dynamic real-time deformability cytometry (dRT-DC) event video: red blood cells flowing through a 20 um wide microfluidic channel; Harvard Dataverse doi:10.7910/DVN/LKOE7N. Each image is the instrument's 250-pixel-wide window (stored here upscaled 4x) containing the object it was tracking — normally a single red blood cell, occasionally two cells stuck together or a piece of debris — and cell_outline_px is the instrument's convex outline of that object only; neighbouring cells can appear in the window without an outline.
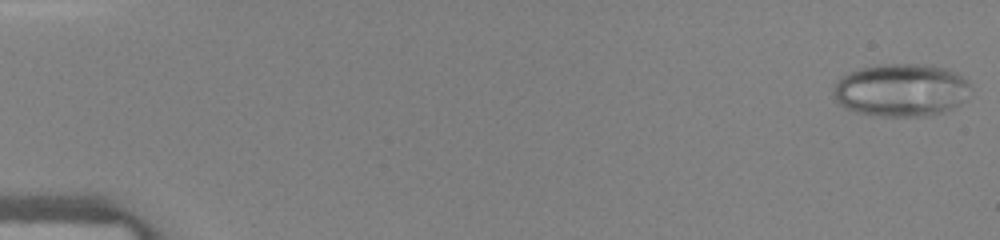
{"species": "human", "species_latin": "Homo sapiens", "temperature_condition": "warm", "stored_images_in_passage": 34, "camera_frame_rate_fps": 3000, "um_per_image_px": 0.085, "donor": {"sex": "female"}, "frame": {"image": 1, "passage_image": 1, "time_ms": 0.0, "image_size_px": [1000, 240], "cell_outline_px": [[968, 84], [964, 100], [952, 108], [944, 112], [928, 116], [884, 116], [856, 112], [844, 108], [836, 104], [832, 96], [832, 92], [836, 84], [848, 72], [864, 68], [884, 64], [932, 64], [948, 68], [956, 72], [968, 80]], "centroid_in_image_um": [76.57, 7.66], "position_along_channel_um": 8.4, "area_um2": 42.31}}
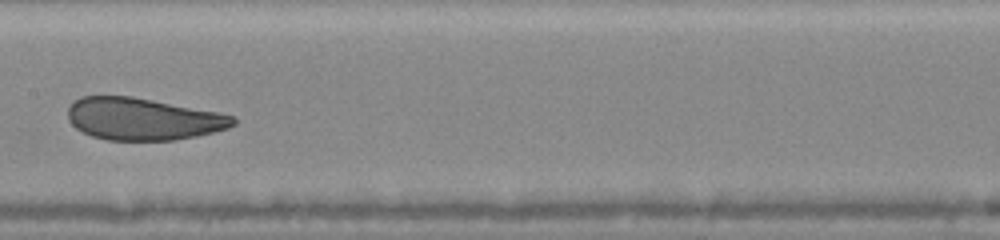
{"frame": {"image": 2, "passage_image": 15, "time_ms": 4.667, "image_size_px": [1000, 240], "cell_outline_px": [[236, 124], [228, 128], [196, 136], [176, 140], [108, 140], [92, 136], [76, 128], [68, 120], [68, 108], [80, 96], [132, 96], [220, 112], [236, 116]], "centroid_in_image_um": [12.18, 10.11], "position_along_channel_um": 195.2, "area_um2": 40.69}}
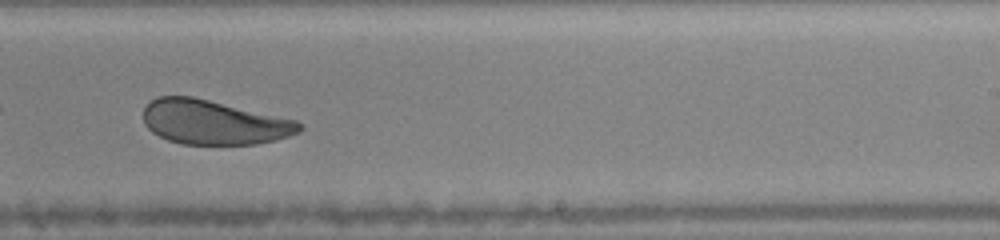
{"frame": {"image": 3, "passage_image": 20, "time_ms": 6.333, "image_size_px": [1000, 240], "cell_outline_px": [[304, 128], [300, 132], [276, 140], [256, 144], [180, 144], [168, 140], [152, 132], [144, 124], [144, 108], [156, 96], [192, 96], [296, 120], [304, 124]], "centroid_in_image_um": [18.18, 10.4], "position_along_channel_um": 270.8, "area_um2": 40.34}}